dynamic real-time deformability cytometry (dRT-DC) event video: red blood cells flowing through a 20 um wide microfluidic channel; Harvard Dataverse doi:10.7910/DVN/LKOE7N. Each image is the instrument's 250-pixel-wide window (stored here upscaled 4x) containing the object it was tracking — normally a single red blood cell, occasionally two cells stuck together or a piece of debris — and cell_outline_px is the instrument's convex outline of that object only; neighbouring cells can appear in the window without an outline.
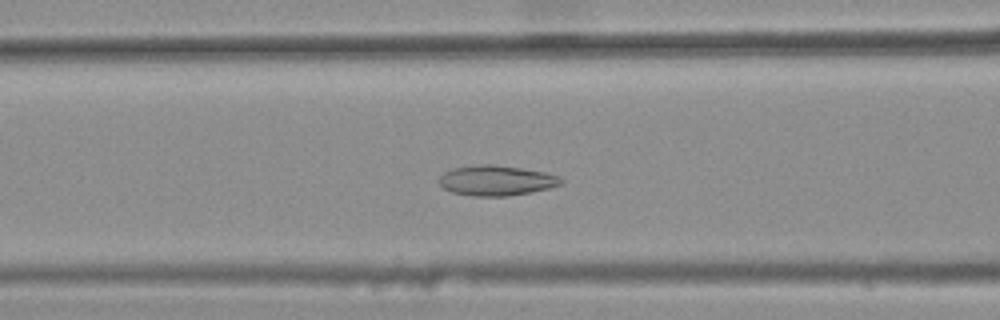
{"species": "common noctule bat (a hibernating species)", "species_latin": "Nyctalus noctula", "temperature_condition": "warm", "stored_images_in_passage": 43, "camera_frame_rate_fps": 3000, "um_per_image_px": 0.085, "animal": {"sex": "female", "body_mass_g": 25.1}, "frame": {"image": 1, "passage_image": 21, "time_ms": 6.667, "image_size_px": [1000, 320], "cell_outline_px": [[564, 184], [532, 192], [508, 196], [472, 196], [452, 192], [444, 188], [436, 180], [444, 172], [452, 168], [480, 164], [496, 164], [544, 172], [560, 176], [564, 180]], "centroid_in_image_um": [42.19, 15.34], "position_along_channel_um": 124.4, "area_um2": 21.68}}
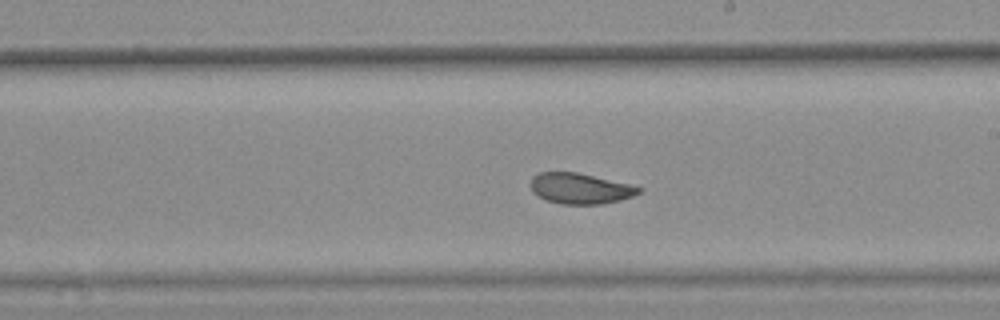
{"frame": {"image": 2, "passage_image": 30, "time_ms": 9.667, "image_size_px": [1000, 320], "cell_outline_px": [[640, 192], [632, 196], [620, 200], [600, 204], [560, 204], [544, 200], [532, 192], [532, 176], [540, 172], [576, 172], [628, 184], [640, 188]], "centroid_in_image_um": [49.26, 16.03], "position_along_channel_um": 239.7, "area_um2": 19.07}}
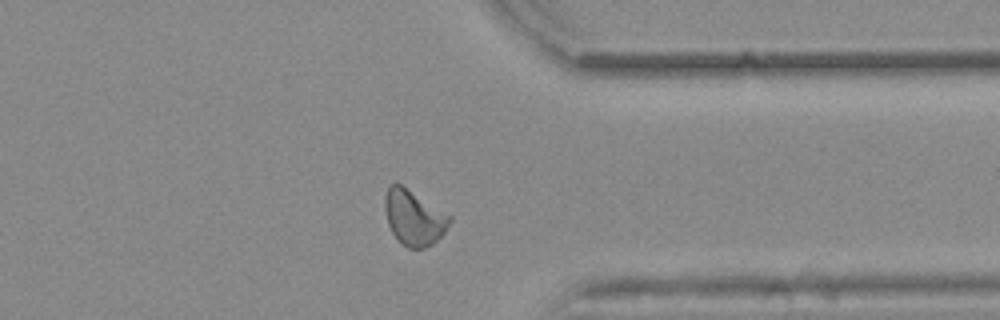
{"frame": {"image": 3, "passage_image": 41, "time_ms": 13.333, "image_size_px": [1000, 320], "cell_outline_px": [[452, 220], [444, 232], [432, 244], [424, 248], [408, 248], [400, 244], [396, 240], [388, 224], [384, 208], [384, 196], [388, 188], [392, 184], [400, 184], [452, 216]], "centroid_in_image_um": [35.16, 18.52], "position_along_channel_um": 376.2, "area_um2": 20.75}, "authors_computed_cell_mechanics": {"area_um2": 20.9814, "velocity_mm_per_s": 3.8579, "shape_relaxation_time_tau1_ms": null, "shape_relaxation_time_tau2_ms": 1.1626, "deformation_change_tau1": null, "deformation_change_tau2": 0.0574}}